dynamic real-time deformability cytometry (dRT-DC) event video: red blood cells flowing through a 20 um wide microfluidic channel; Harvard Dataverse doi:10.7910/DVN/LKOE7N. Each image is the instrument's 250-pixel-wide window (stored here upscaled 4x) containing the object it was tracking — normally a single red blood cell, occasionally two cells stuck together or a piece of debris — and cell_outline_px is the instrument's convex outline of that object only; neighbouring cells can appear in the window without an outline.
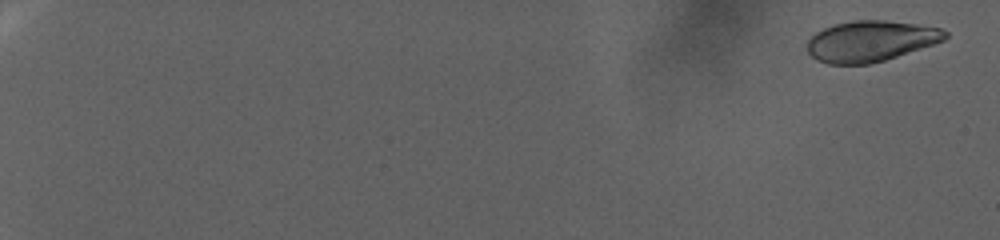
{"species": "human", "species_latin": "Homo sapiens", "temperature_condition": "warm", "stored_images_in_passage": 101, "camera_frame_rate_fps": 3000, "um_per_image_px": 0.085, "donor": {"sex": "female"}, "frame": {"image": 1, "passage_image": 4, "time_ms": 1.0, "image_size_px": [1000, 240], "cell_outline_px": [[948, 36], [944, 40], [884, 60], [868, 64], [828, 64], [816, 60], [808, 52], [808, 40], [816, 32], [824, 28], [836, 24], [856, 20], [884, 20], [916, 24], [940, 28], [948, 32]], "centroid_in_image_um": [73.99, 3.49], "position_along_channel_um": 11.0, "area_um2": 32.43}}
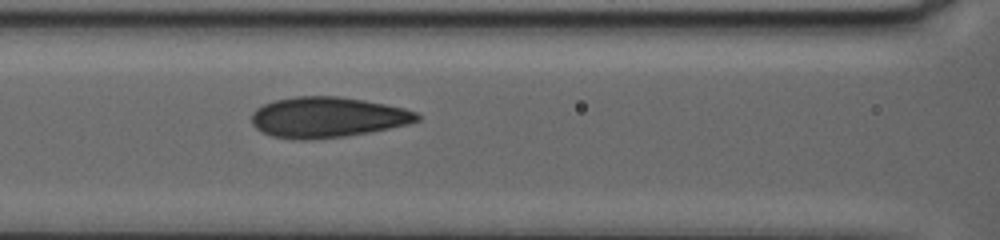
{"frame": {"image": 2, "passage_image": 54, "time_ms": 17.667, "image_size_px": [1000, 240], "cell_outline_px": [[420, 120], [408, 124], [368, 132], [344, 136], [304, 140], [300, 140], [272, 136], [256, 128], [252, 124], [252, 112], [256, 108], [264, 104], [276, 100], [296, 96], [336, 96], [364, 100], [404, 108], [416, 112], [420, 116]], "centroid_in_image_um": [27.82, 9.96], "position_along_channel_um": 138.8, "area_um2": 38.78}}
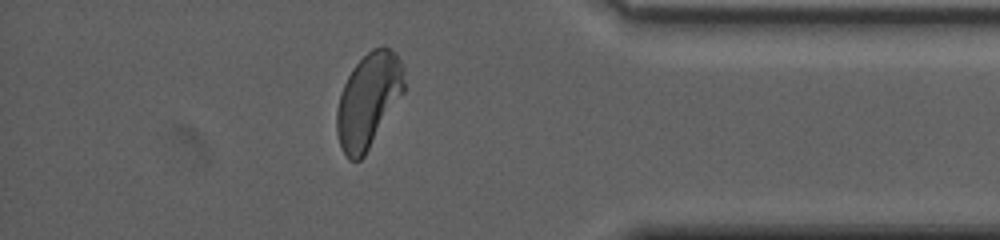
{"frame": {"image": 3, "passage_image": 91, "time_ms": 30.0, "image_size_px": [1000, 240], "cell_outline_px": [[404, 92], [364, 156], [360, 160], [352, 160], [340, 148], [336, 132], [336, 112], [340, 92], [352, 68], [372, 48], [384, 44], [396, 52], [404, 68]], "centroid_in_image_um": [31.31, 8.49], "position_along_channel_um": 403.9, "area_um2": 37.17}, "authors_computed_cell_mechanics": {"area_um2": 36.7608, "velocity_mm_per_s": 2.2761, "shape_relaxation_time_tau1_ms": 6.2651, "shape_relaxation_time_tau2_ms": null, "deformation_change_tau1": 0.174, "deformation_change_tau2": null}}